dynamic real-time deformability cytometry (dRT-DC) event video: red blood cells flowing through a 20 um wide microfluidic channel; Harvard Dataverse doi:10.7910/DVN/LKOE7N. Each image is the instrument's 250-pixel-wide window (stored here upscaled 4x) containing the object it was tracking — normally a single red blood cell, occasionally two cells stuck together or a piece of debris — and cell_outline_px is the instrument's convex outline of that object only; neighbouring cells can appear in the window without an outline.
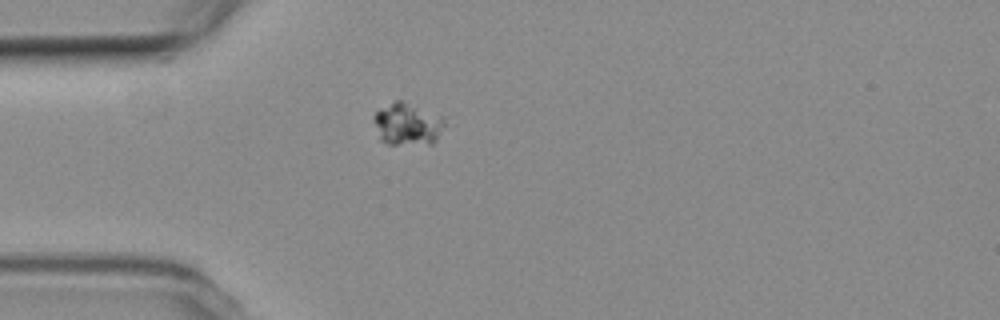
{"species": "common noctule bat (a hibernating species)", "species_latin": "Nyctalus noctula", "temperature_condition": "room temperature", "stored_images_in_passage": 40, "camera_frame_rate_fps": 3000, "um_per_image_px": 0.085, "animal": {"sex": "female", "body_mass_g": 19.3, "forearm_length_mm": 54.1}, "frame": {"image": 1, "passage_image": 1, "time_ms": 0.0, "image_size_px": [1000, 320], "cell_outline_px": [[444, 124], [436, 140], [432, 144], [388, 144], [380, 140], [372, 120], [372, 116], [380, 108], [396, 100], [400, 100], [444, 116]], "centroid_in_image_um": [34.6, 10.55], "position_along_channel_um": 50.4, "area_um2": 17.51}}
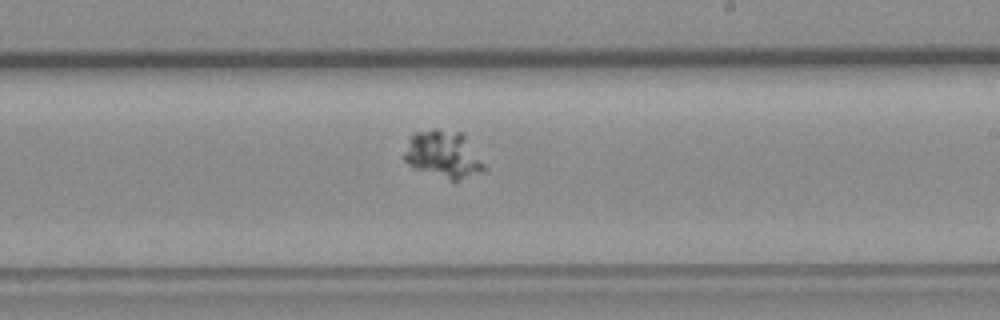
{"frame": {"image": 2, "passage_image": 18, "time_ms": 5.667, "image_size_px": [1000, 320], "cell_outline_px": [[484, 172], [460, 180], [452, 180], [412, 168], [404, 160], [404, 152], [412, 132], [432, 128], [440, 128], [464, 132], [484, 164]], "centroid_in_image_um": [37.67, 13.09], "position_along_channel_um": 251.3, "area_um2": 22.37}}
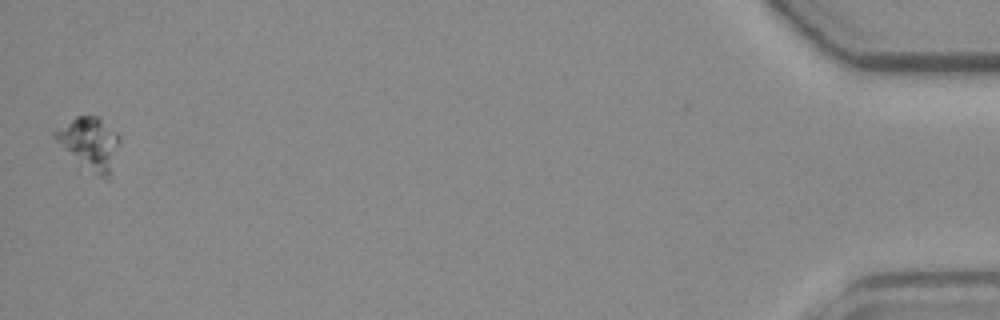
{"frame": {"image": 3, "passage_image": 40, "time_ms": 13.0, "image_size_px": [1000, 320], "cell_outline_px": [[120, 140], [112, 176], [108, 180], [100, 176], [64, 148], [52, 136], [52, 132], [76, 116], [96, 116], [116, 132], [120, 136]], "centroid_in_image_um": [7.68, 12.17], "position_along_channel_um": 427.5, "area_um2": 18.96}}